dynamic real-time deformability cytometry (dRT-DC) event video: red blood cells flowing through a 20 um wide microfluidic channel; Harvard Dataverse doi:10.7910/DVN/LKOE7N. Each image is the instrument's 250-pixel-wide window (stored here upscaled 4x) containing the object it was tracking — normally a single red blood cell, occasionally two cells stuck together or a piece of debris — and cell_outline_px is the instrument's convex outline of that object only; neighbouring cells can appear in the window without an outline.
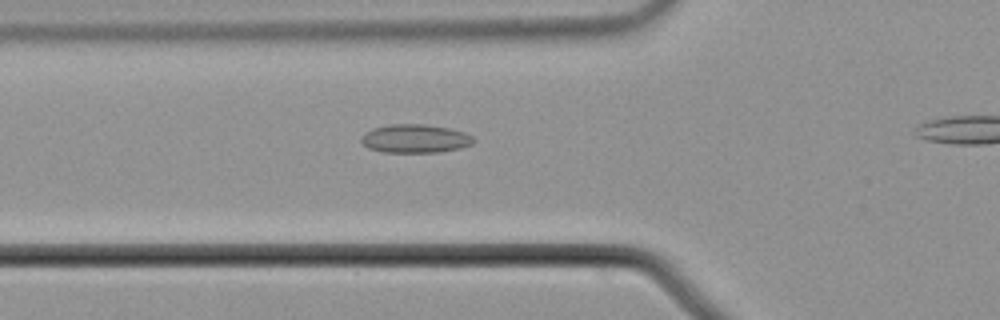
{"species": "common noctule bat (a hibernating species)", "species_latin": "Nyctalus noctula", "temperature_condition": "cold", "stored_images_in_passage": 43, "camera_frame_rate_fps": 3000, "um_per_image_px": 0.085, "animal": {"sex": "male", "body_mass_g": 21.5, "forearm_length_mm": 52.0}, "frame": {"image": 1, "passage_image": 15, "time_ms": 4.667, "image_size_px": [1000, 320], "cell_outline_px": [[476, 140], [472, 144], [460, 148], [440, 152], [384, 152], [368, 148], [360, 140], [360, 136], [364, 132], [372, 128], [388, 124], [424, 124], [448, 128], [464, 132], [472, 136]], "centroid_in_image_um": [35.26, 11.77], "position_along_channel_um": 90.5, "area_um2": 18.79}}
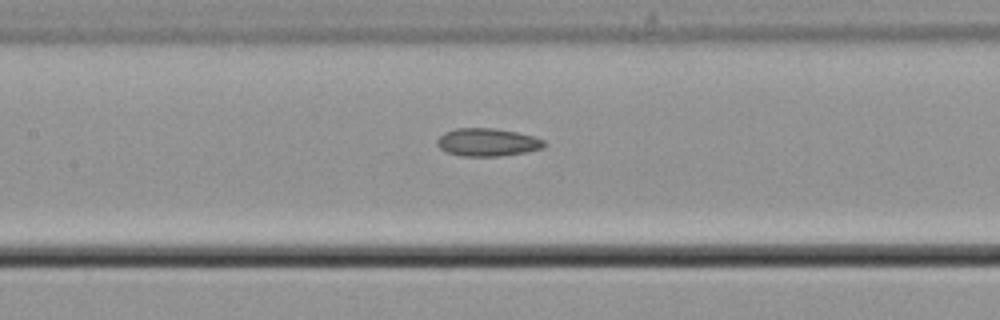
{"frame": {"image": 2, "passage_image": 21, "time_ms": 6.667, "image_size_px": [1000, 320], "cell_outline_px": [[548, 144], [544, 148], [524, 152], [500, 156], [460, 156], [448, 152], [440, 148], [436, 144], [436, 140], [444, 132], [456, 128], [496, 128], [516, 132], [532, 136], [544, 140]], "centroid_in_image_um": [41.43, 12.09], "position_along_channel_um": 166.0, "area_um2": 17.46}}
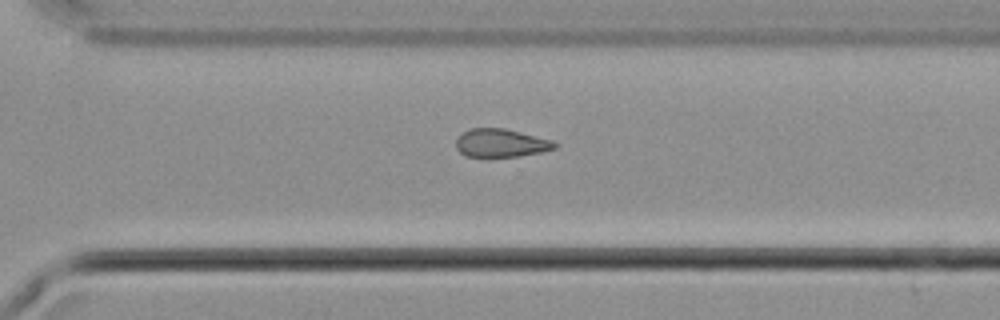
{"frame": {"image": 3, "passage_image": 34, "time_ms": 11.0, "image_size_px": [1000, 320], "cell_outline_px": [[560, 144], [556, 148], [540, 152], [520, 156], [464, 156], [456, 148], [456, 140], [468, 128], [504, 128], [552, 140]], "centroid_in_image_um": [42.59, 12.15], "position_along_channel_um": 328.0, "area_um2": 16.13}, "authors_computed_cell_mechanics": {"area_um2": 17.2244, "velocity_mm_per_s": 3.7438, "shape_relaxation_time_tau1_ms": null, "shape_relaxation_time_tau2_ms": 4.3444, "deformation_change_tau1": null, "deformation_change_tau2": 0.1211}}